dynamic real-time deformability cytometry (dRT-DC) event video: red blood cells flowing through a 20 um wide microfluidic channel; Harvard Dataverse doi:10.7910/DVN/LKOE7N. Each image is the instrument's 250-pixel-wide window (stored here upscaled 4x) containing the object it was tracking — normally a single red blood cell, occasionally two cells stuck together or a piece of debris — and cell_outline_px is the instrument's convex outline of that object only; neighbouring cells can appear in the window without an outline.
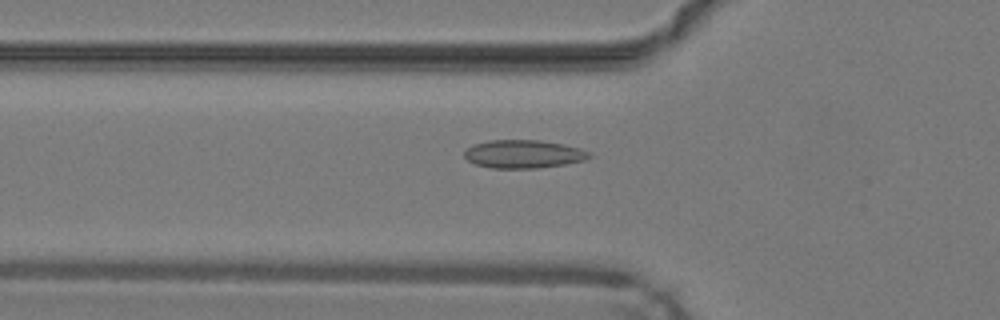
{"species": "common noctule bat (a hibernating species)", "species_latin": "Nyctalus noctula", "temperature_condition": "warm", "stored_images_in_passage": 39, "camera_frame_rate_fps": 3000, "um_per_image_px": 0.085, "animal": {"sex": "male", "body_mass_g": 19.2, "forearm_length_mm": 51.8}, "frame": {"image": 1, "passage_image": 8, "time_ms": 2.333, "image_size_px": [1000, 320], "cell_outline_px": [[592, 156], [584, 160], [564, 164], [540, 168], [492, 168], [476, 164], [468, 160], [464, 156], [464, 152], [472, 144], [488, 140], [540, 140], [564, 144], [580, 148], [592, 152]], "centroid_in_image_um": [44.51, 13.09], "position_along_channel_um": 81.3, "area_um2": 20.63}}
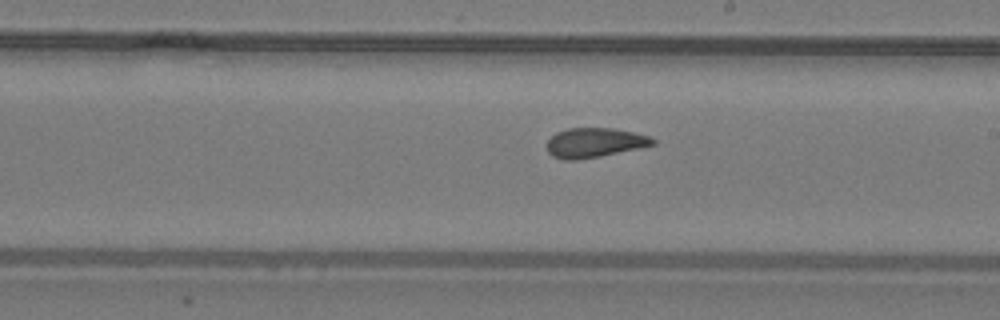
{"frame": {"image": 2, "passage_image": 19, "time_ms": 6.0, "image_size_px": [1000, 320], "cell_outline_px": [[656, 144], [600, 156], [576, 160], [564, 160], [552, 156], [548, 152], [548, 140], [556, 132], [568, 128], [612, 128], [652, 136], [656, 140]], "centroid_in_image_um": [50.54, 12.12], "position_along_channel_um": 238.5, "area_um2": 18.15}}
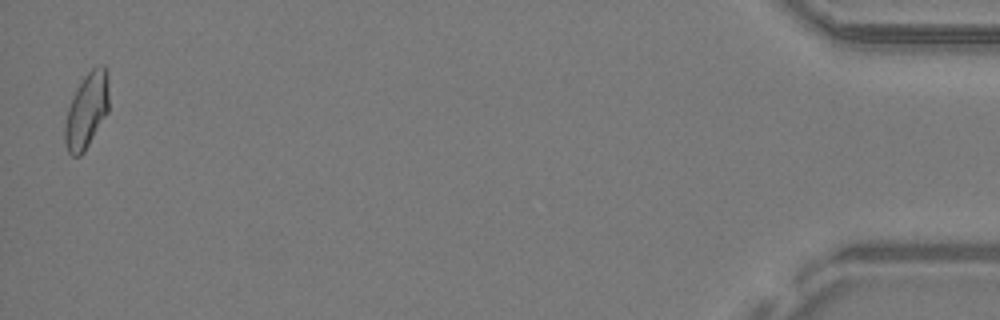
{"frame": {"image": 3, "passage_image": 39, "time_ms": 12.667, "image_size_px": [1000, 320], "cell_outline_px": [[108, 112], [84, 152], [80, 156], [72, 156], [68, 152], [64, 144], [64, 124], [68, 108], [76, 88], [84, 76], [92, 68], [100, 64], [104, 64], [108, 72]], "centroid_in_image_um": [7.36, 9.39], "position_along_channel_um": 427.8, "area_um2": 19.54}, "authors_computed_cell_mechanics": {"area_um2": 18.6694, "velocity_mm_per_s": 4.2644, "shape_relaxation_time_tau1_ms": 8.8271, "shape_relaxation_time_tau2_ms": 1.3641, "deformation_change_tau1": 0.1903, "deformation_change_tau2": 0.058}}